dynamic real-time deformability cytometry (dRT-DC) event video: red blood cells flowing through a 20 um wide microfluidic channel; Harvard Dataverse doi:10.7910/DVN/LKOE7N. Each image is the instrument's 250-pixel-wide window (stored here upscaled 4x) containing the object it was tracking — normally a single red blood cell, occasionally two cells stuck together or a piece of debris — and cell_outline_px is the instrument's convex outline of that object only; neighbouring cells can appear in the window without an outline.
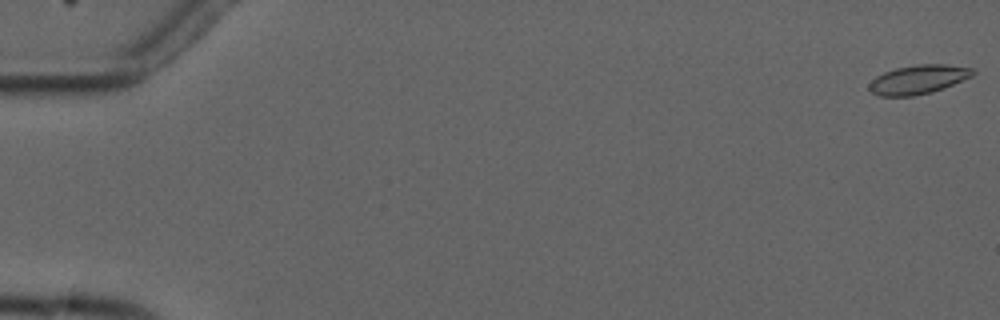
{"species": "common noctule bat (a hibernating species)", "species_latin": "Nyctalus noctula", "temperature_condition": "cold", "stored_images_in_passage": 4, "camera_frame_rate_fps": 3000, "um_per_image_px": 0.085, "animal": {"sex": "male", "forearm_length_mm": 52.5}, "frame": {"image": 1, "passage_image": 1, "time_ms": 0.0, "image_size_px": [1000, 320], "cell_outline_px": [[976, 72], [972, 76], [944, 88], [932, 92], [912, 96], [880, 96], [872, 92], [868, 88], [868, 84], [876, 76], [884, 72], [896, 68], [916, 64], [948, 64], [972, 68]], "centroid_in_image_um": [78.05, 6.75], "position_along_channel_um": 6.9, "area_um2": 17.57}}